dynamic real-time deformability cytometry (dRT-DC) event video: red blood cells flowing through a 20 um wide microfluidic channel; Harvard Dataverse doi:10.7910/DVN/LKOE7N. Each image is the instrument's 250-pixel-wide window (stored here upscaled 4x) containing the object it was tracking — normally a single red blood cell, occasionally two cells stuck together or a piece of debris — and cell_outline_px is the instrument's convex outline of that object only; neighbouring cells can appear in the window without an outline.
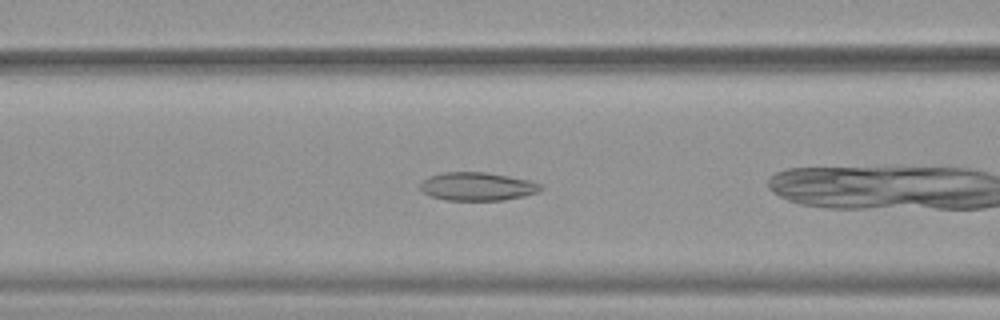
{"species": "common noctule bat (a hibernating species)", "species_latin": "Nyctalus noctula", "temperature_condition": "warm", "stored_images_in_passage": 48, "camera_frame_rate_fps": 3000, "um_per_image_px": 0.085, "animal": {"sex": "female", "body_mass_g": 19.9}, "frame": {"image": 1, "passage_image": 17, "time_ms": 5.333, "image_size_px": [1000, 320], "cell_outline_px": [[544, 188], [540, 192], [524, 196], [504, 200], [448, 200], [432, 196], [420, 192], [420, 184], [428, 176], [444, 172], [488, 172], [528, 180], [544, 184]], "centroid_in_image_um": [40.61, 15.85], "position_along_channel_um": 126.0, "area_um2": 20.06}}
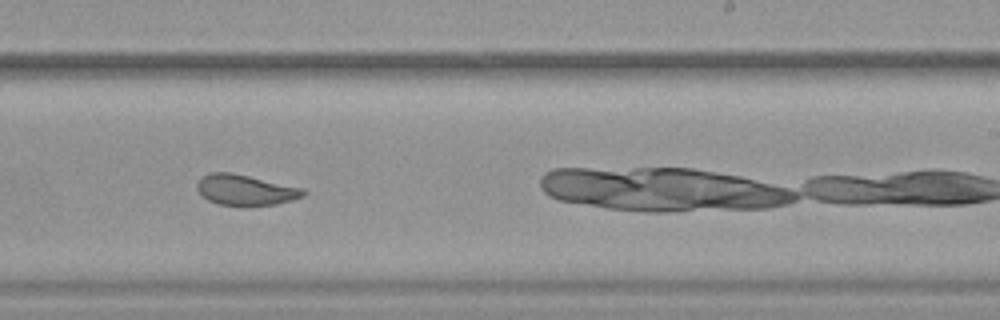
{"frame": {"image": 2, "passage_image": 28, "time_ms": 9.0, "image_size_px": [1000, 320], "cell_outline_px": [[308, 192], [304, 196], [292, 200], [276, 204], [216, 204], [208, 200], [196, 188], [196, 184], [204, 176], [212, 172], [232, 172], [304, 188]], "centroid_in_image_um": [20.9, 16.12], "position_along_channel_um": 268.1, "area_um2": 18.61}}
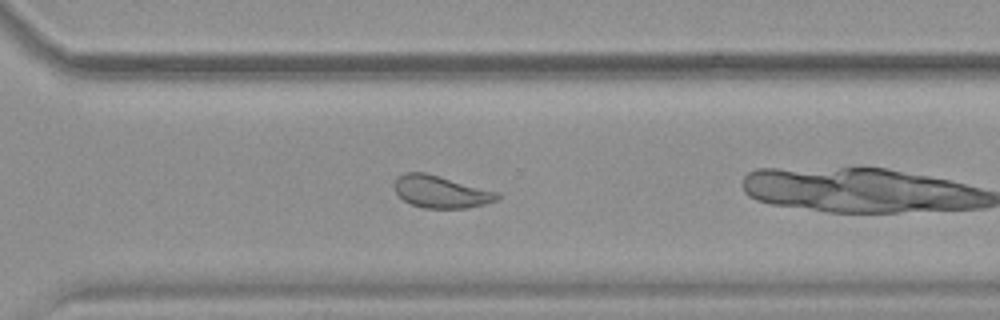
{"frame": {"image": 3, "passage_image": 33, "time_ms": 10.667, "image_size_px": [1000, 320], "cell_outline_px": [[500, 196], [496, 200], [484, 204], [468, 208], [424, 208], [412, 204], [404, 200], [396, 192], [392, 184], [404, 172], [424, 172], [440, 176], [500, 192]], "centroid_in_image_um": [37.49, 16.29], "position_along_channel_um": 333.1, "area_um2": 19.31}, "authors_computed_cell_mechanics": {"area_um2": 21.5883, "velocity_mm_per_s": 3.8892, "shape_relaxation_time_tau1_ms": 5.5932, "shape_relaxation_time_tau2_ms": 1.27, "deformation_change_tau1": 0.1216, "deformation_change_tau2": 0.0491}}